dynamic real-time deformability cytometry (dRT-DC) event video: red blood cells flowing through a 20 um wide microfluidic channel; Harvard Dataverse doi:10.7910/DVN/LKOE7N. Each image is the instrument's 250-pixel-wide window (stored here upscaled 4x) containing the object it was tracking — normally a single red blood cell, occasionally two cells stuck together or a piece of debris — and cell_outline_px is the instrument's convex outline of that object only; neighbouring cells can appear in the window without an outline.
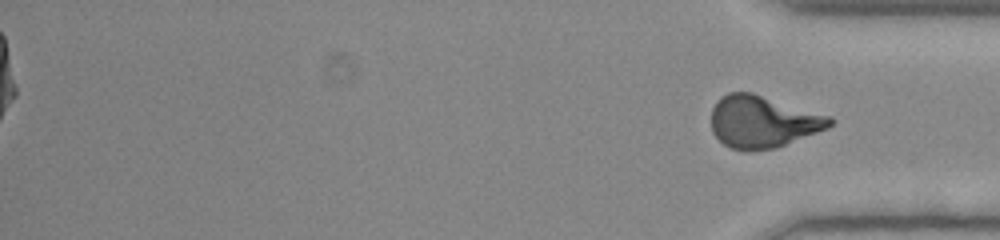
{"species": "human", "species_latin": "Homo sapiens", "temperature_condition": "room temperature", "stored_images_in_passage": 42, "segment_of_instrument_passage": [2, 2], "camera_frame_rate_fps": 3000, "um_per_image_px": 0.085, "donor": {"sex": "female"}, "frame": {"image": 1, "passage_image": 42, "time_ms": 13.667, "image_size_px": [1000, 240], "cell_outline_px": [[836, 120], [828, 128], [776, 148], [752, 152], [748, 152], [732, 148], [724, 144], [712, 132], [712, 108], [716, 100], [720, 96], [728, 92], [752, 92], [832, 116]], "centroid_in_image_um": [64.85, 10.34], "position_along_channel_um": 370.4, "area_um2": 36.41}}